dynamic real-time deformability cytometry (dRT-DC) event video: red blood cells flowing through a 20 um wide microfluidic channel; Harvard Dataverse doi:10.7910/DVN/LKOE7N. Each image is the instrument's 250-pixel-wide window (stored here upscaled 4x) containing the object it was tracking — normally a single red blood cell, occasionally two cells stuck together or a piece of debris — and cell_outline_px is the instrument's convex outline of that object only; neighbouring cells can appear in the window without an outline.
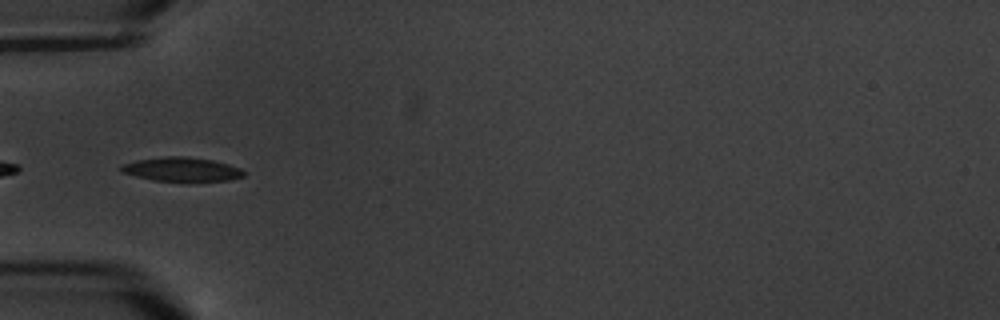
{"species": "common noctule bat (a hibernating species)", "species_latin": "Nyctalus noctula", "temperature_condition": "warm", "stored_images_in_passage": 9, "segment_of_instrument_passage": [2, 2], "camera_frame_rate_fps": 3000, "um_per_image_px": 0.085, "animal": {"sex": "male", "body_mass_g": 20.1, "forearm_length_mm": 53.5}, "frame": {"image": 1, "passage_image": 6, "time_ms": 6.667, "image_size_px": [1000, 320], "cell_outline_px": [[244, 176], [228, 180], [152, 180], [120, 172], [116, 168], [120, 164], [136, 160], [164, 156], [188, 156], [212, 160], [228, 164], [240, 168], [244, 172]], "centroid_in_image_um": [15.35, 14.37], "position_along_channel_um": 69.7, "area_um2": 17.05}}
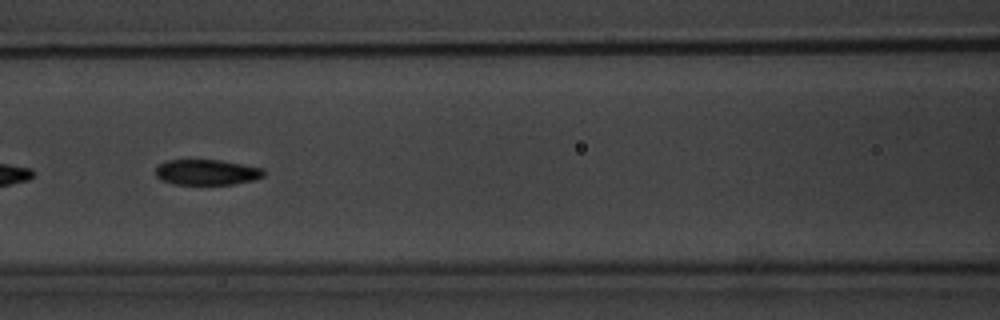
{"frame": {"image": 2, "passage_image": 8, "time_ms": 9.0, "image_size_px": [1000, 320], "cell_outline_px": [[264, 176], [252, 180], [232, 184], [172, 184], [160, 180], [156, 176], [156, 168], [160, 164], [168, 160], [220, 160], [264, 168]], "centroid_in_image_um": [17.56, 14.64], "position_along_channel_um": 149.0, "area_um2": 16.01}}
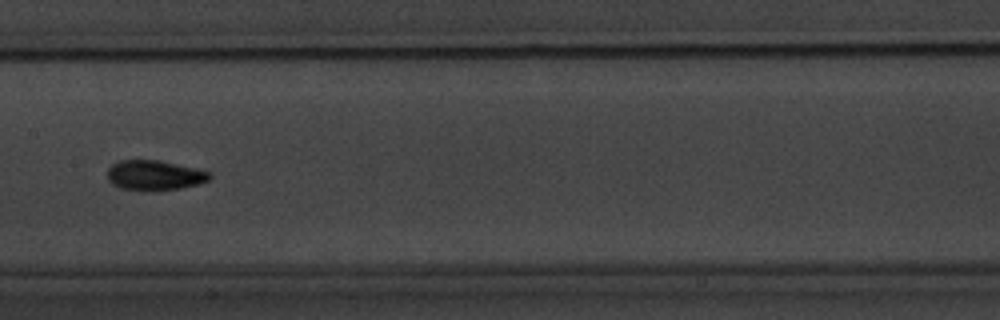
{"frame": {"image": 3, "passage_image": 9, "time_ms": 10.333, "image_size_px": [1000, 320], "cell_outline_px": [[212, 176], [208, 180], [196, 184], [180, 188], [120, 188], [112, 184], [108, 180], [108, 168], [112, 164], [120, 160], [160, 160], [196, 168], [212, 172]], "centroid_in_image_um": [13.14, 14.84], "position_along_channel_um": 194.3, "area_um2": 17.22}}